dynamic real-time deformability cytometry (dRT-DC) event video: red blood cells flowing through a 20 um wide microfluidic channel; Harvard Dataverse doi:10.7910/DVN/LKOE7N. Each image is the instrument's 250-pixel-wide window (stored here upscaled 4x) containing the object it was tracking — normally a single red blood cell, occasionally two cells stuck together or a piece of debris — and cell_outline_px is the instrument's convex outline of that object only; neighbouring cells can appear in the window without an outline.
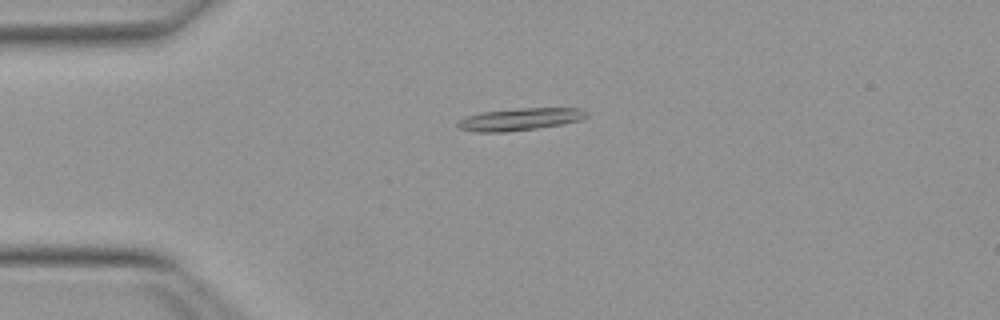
{"species": "Egyptian fruit bat (a non-hibernating species)", "species_latin": "Rousettus aegyptiacus", "temperature_condition": "warm", "stored_images_in_passage": 33, "camera_frame_rate_fps": 3000, "um_per_image_px": 0.085, "animal": {"sex": "female"}, "frame": {"image": 1, "passage_image": 12, "time_ms": 3.667, "image_size_px": [1000, 320], "cell_outline_px": [[588, 116], [580, 120], [560, 124], [536, 128], [504, 132], [476, 132], [460, 128], [456, 124], [464, 116], [480, 112], [520, 108], [580, 108], [588, 112]], "centroid_in_image_um": [44.17, 10.13], "position_along_channel_um": 40.8, "area_um2": 16.65}}
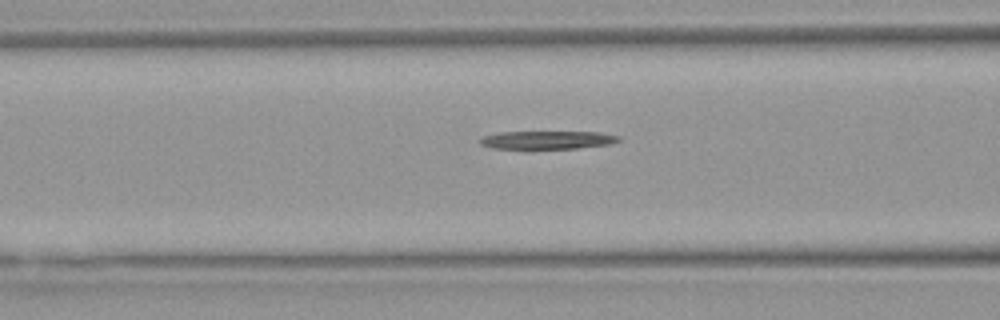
{"frame": {"image": 2, "passage_image": 20, "time_ms": 6.333, "image_size_px": [1000, 320], "cell_outline_px": [[620, 140], [612, 144], [576, 148], [492, 148], [480, 144], [480, 140], [484, 136], [500, 132], [600, 132], [620, 136]], "centroid_in_image_um": [46.57, 11.89], "position_along_channel_um": 120.0, "area_um2": 14.45}}
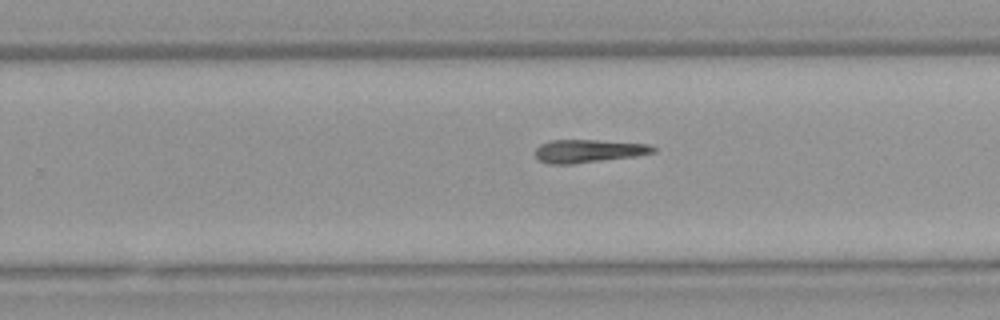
{"frame": {"image": 3, "passage_image": 32, "time_ms": 10.333, "image_size_px": [1000, 320], "cell_outline_px": [[656, 152], [636, 156], [572, 164], [548, 164], [540, 160], [536, 156], [536, 148], [540, 144], [552, 140], [596, 140], [648, 144], [656, 148]], "centroid_in_image_um": [50.02, 12.84], "position_along_channel_um": 279.8, "area_um2": 15.78}}